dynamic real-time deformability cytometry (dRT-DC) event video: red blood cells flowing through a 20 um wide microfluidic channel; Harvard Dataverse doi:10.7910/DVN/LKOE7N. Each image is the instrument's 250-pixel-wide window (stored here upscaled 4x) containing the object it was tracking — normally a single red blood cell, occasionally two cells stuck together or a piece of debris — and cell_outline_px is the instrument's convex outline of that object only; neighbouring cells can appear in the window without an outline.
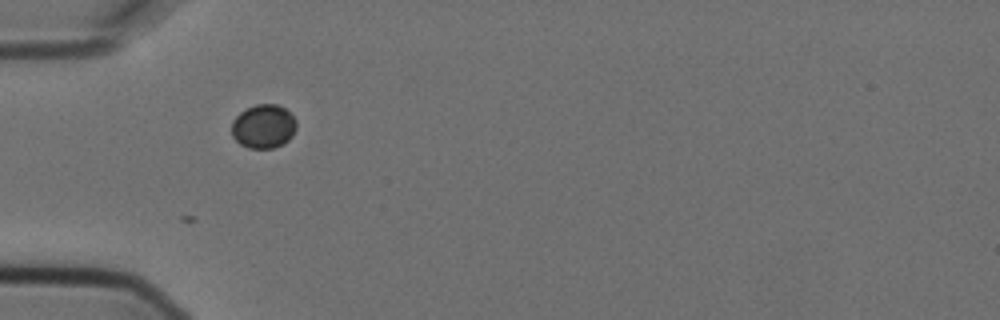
{"species": "Egyptian fruit bat (a non-hibernating species)", "species_latin": "Rousettus aegyptiacus", "temperature_condition": "cold", "stored_images_in_passage": 6, "camera_frame_rate_fps": 3000, "um_per_image_px": 0.085, "animal": {"sex": "female"}, "frame": {"image": 1, "passage_image": 6, "time_ms": 1.667, "image_size_px": [1000, 320], "cell_outline_px": [[296, 128], [292, 136], [284, 144], [272, 148], [248, 148], [240, 144], [232, 136], [232, 120], [240, 112], [256, 104], [276, 104], [284, 108], [296, 120]], "centroid_in_image_um": [22.39, 10.75], "position_along_channel_um": 62.6, "area_um2": 16.53}}